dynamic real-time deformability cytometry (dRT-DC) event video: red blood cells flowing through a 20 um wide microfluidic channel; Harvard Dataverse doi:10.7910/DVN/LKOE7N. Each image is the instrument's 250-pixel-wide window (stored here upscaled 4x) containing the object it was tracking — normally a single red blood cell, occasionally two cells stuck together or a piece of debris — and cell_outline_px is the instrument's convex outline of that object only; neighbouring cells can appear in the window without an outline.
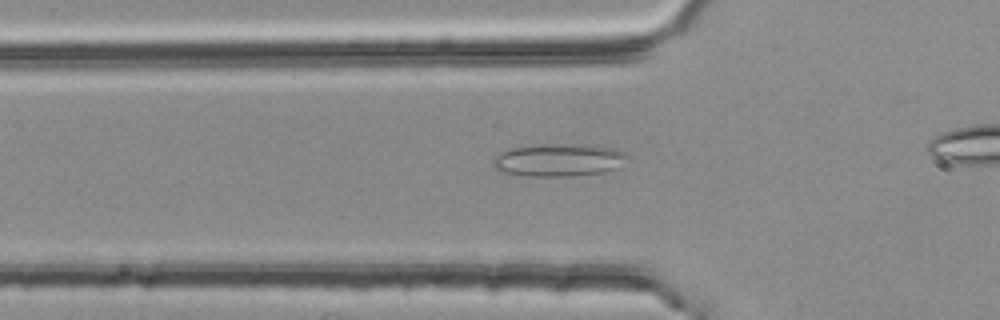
{"species": "common noctule bat (a hibernating species)", "species_latin": "Nyctalus noctula", "temperature_condition": "room temperature", "stored_images_in_passage": 39, "camera_frame_rate_fps": 3000, "um_per_image_px": 0.085, "animal": {"sex": "female", "body_mass_g": 25.1}, "frame": {"image": 1, "passage_image": 13, "time_ms": 4.0, "image_size_px": [1000, 320], "cell_outline_px": [[628, 156], [616, 168], [604, 172], [572, 176], [524, 176], [496, 172], [492, 164], [492, 160], [500, 152], [512, 148], [544, 144], [588, 144], [612, 148], [628, 152]], "centroid_in_image_um": [47.44, 13.61], "position_along_channel_um": 78.4, "area_um2": 25.89}}
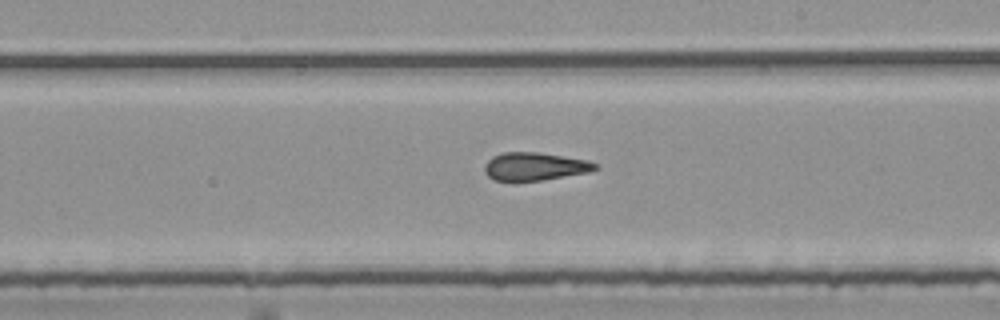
{"frame": {"image": 2, "passage_image": 26, "time_ms": 8.333, "image_size_px": [1000, 320], "cell_outline_px": [[600, 168], [588, 172], [540, 180], [512, 184], [496, 180], [488, 176], [484, 172], [484, 164], [492, 156], [504, 152], [536, 152], [588, 160], [596, 164]], "centroid_in_image_um": [45.38, 14.18], "position_along_channel_um": 243.6, "area_um2": 18.44}}
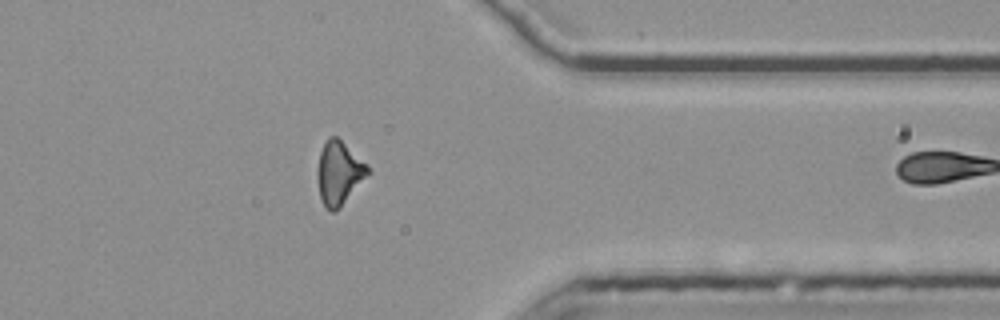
{"frame": {"image": 3, "passage_image": 38, "time_ms": 12.333, "image_size_px": [1000, 320], "cell_outline_px": [[372, 172], [340, 208], [336, 212], [332, 212], [324, 204], [320, 196], [316, 172], [320, 152], [328, 136], [336, 136], [368, 164]], "centroid_in_image_um": [28.84, 14.71], "position_along_channel_um": 382.6, "area_um2": 18.84}}